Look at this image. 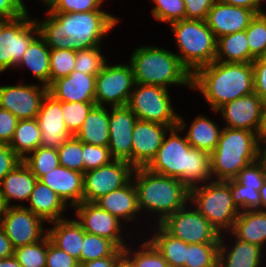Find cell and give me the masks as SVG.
<instances>
[{"instance_id": "cell-10", "label": "cell", "mask_w": 266, "mask_h": 267, "mask_svg": "<svg viewBox=\"0 0 266 267\" xmlns=\"http://www.w3.org/2000/svg\"><path fill=\"white\" fill-rule=\"evenodd\" d=\"M38 35L36 19H32L28 11L18 18L6 21L0 29V73L16 66Z\"/></svg>"}, {"instance_id": "cell-64", "label": "cell", "mask_w": 266, "mask_h": 267, "mask_svg": "<svg viewBox=\"0 0 266 267\" xmlns=\"http://www.w3.org/2000/svg\"><path fill=\"white\" fill-rule=\"evenodd\" d=\"M115 267H133V265L131 264V262L125 257L123 256L115 265Z\"/></svg>"}, {"instance_id": "cell-51", "label": "cell", "mask_w": 266, "mask_h": 267, "mask_svg": "<svg viewBox=\"0 0 266 267\" xmlns=\"http://www.w3.org/2000/svg\"><path fill=\"white\" fill-rule=\"evenodd\" d=\"M46 267H79V263L64 250L55 246L49 239L47 245Z\"/></svg>"}, {"instance_id": "cell-43", "label": "cell", "mask_w": 266, "mask_h": 267, "mask_svg": "<svg viewBox=\"0 0 266 267\" xmlns=\"http://www.w3.org/2000/svg\"><path fill=\"white\" fill-rule=\"evenodd\" d=\"M57 152L60 165L84 174L82 141L73 135L57 149Z\"/></svg>"}, {"instance_id": "cell-1", "label": "cell", "mask_w": 266, "mask_h": 267, "mask_svg": "<svg viewBox=\"0 0 266 267\" xmlns=\"http://www.w3.org/2000/svg\"><path fill=\"white\" fill-rule=\"evenodd\" d=\"M36 21L39 35L50 49L82 50L101 46L100 42L119 19L103 10L78 13H50Z\"/></svg>"}, {"instance_id": "cell-31", "label": "cell", "mask_w": 266, "mask_h": 267, "mask_svg": "<svg viewBox=\"0 0 266 267\" xmlns=\"http://www.w3.org/2000/svg\"><path fill=\"white\" fill-rule=\"evenodd\" d=\"M25 66L31 70L33 76L43 86L49 87L50 48L40 35L30 43L22 59L15 67L24 68Z\"/></svg>"}, {"instance_id": "cell-6", "label": "cell", "mask_w": 266, "mask_h": 267, "mask_svg": "<svg viewBox=\"0 0 266 267\" xmlns=\"http://www.w3.org/2000/svg\"><path fill=\"white\" fill-rule=\"evenodd\" d=\"M259 137L252 131L223 127L217 147L210 154L214 181L234 179L257 160Z\"/></svg>"}, {"instance_id": "cell-48", "label": "cell", "mask_w": 266, "mask_h": 267, "mask_svg": "<svg viewBox=\"0 0 266 267\" xmlns=\"http://www.w3.org/2000/svg\"><path fill=\"white\" fill-rule=\"evenodd\" d=\"M82 159L84 173L109 164L114 159L111 157L108 146H96L82 142Z\"/></svg>"}, {"instance_id": "cell-55", "label": "cell", "mask_w": 266, "mask_h": 267, "mask_svg": "<svg viewBox=\"0 0 266 267\" xmlns=\"http://www.w3.org/2000/svg\"><path fill=\"white\" fill-rule=\"evenodd\" d=\"M21 162L22 159L8 144L0 143V181Z\"/></svg>"}, {"instance_id": "cell-57", "label": "cell", "mask_w": 266, "mask_h": 267, "mask_svg": "<svg viewBox=\"0 0 266 267\" xmlns=\"http://www.w3.org/2000/svg\"><path fill=\"white\" fill-rule=\"evenodd\" d=\"M124 256L123 249H118L112 256L90 260L81 263L79 267H115L117 262Z\"/></svg>"}, {"instance_id": "cell-18", "label": "cell", "mask_w": 266, "mask_h": 267, "mask_svg": "<svg viewBox=\"0 0 266 267\" xmlns=\"http://www.w3.org/2000/svg\"><path fill=\"white\" fill-rule=\"evenodd\" d=\"M137 116L125 106L112 107L109 113L108 148L114 160L132 165V133Z\"/></svg>"}, {"instance_id": "cell-46", "label": "cell", "mask_w": 266, "mask_h": 267, "mask_svg": "<svg viewBox=\"0 0 266 267\" xmlns=\"http://www.w3.org/2000/svg\"><path fill=\"white\" fill-rule=\"evenodd\" d=\"M233 203L240 211L261 210V195L256 189L246 188L235 179H230Z\"/></svg>"}, {"instance_id": "cell-20", "label": "cell", "mask_w": 266, "mask_h": 267, "mask_svg": "<svg viewBox=\"0 0 266 267\" xmlns=\"http://www.w3.org/2000/svg\"><path fill=\"white\" fill-rule=\"evenodd\" d=\"M41 130L42 147L59 148L69 137L62 114V102L49 93L43 98L36 117Z\"/></svg>"}, {"instance_id": "cell-35", "label": "cell", "mask_w": 266, "mask_h": 267, "mask_svg": "<svg viewBox=\"0 0 266 267\" xmlns=\"http://www.w3.org/2000/svg\"><path fill=\"white\" fill-rule=\"evenodd\" d=\"M41 130L36 118L19 120L9 147L23 160L40 147ZM27 153V154H26Z\"/></svg>"}, {"instance_id": "cell-40", "label": "cell", "mask_w": 266, "mask_h": 267, "mask_svg": "<svg viewBox=\"0 0 266 267\" xmlns=\"http://www.w3.org/2000/svg\"><path fill=\"white\" fill-rule=\"evenodd\" d=\"M48 244L49 237L46 235L37 243L14 249V256L22 267H46Z\"/></svg>"}, {"instance_id": "cell-39", "label": "cell", "mask_w": 266, "mask_h": 267, "mask_svg": "<svg viewBox=\"0 0 266 267\" xmlns=\"http://www.w3.org/2000/svg\"><path fill=\"white\" fill-rule=\"evenodd\" d=\"M251 63L266 54V12L256 14L246 29Z\"/></svg>"}, {"instance_id": "cell-22", "label": "cell", "mask_w": 266, "mask_h": 267, "mask_svg": "<svg viewBox=\"0 0 266 267\" xmlns=\"http://www.w3.org/2000/svg\"><path fill=\"white\" fill-rule=\"evenodd\" d=\"M95 83L96 76L73 70L54 81L48 93L61 102H95Z\"/></svg>"}, {"instance_id": "cell-56", "label": "cell", "mask_w": 266, "mask_h": 267, "mask_svg": "<svg viewBox=\"0 0 266 267\" xmlns=\"http://www.w3.org/2000/svg\"><path fill=\"white\" fill-rule=\"evenodd\" d=\"M26 12L23 0H0V19L2 20L15 19Z\"/></svg>"}, {"instance_id": "cell-14", "label": "cell", "mask_w": 266, "mask_h": 267, "mask_svg": "<svg viewBox=\"0 0 266 267\" xmlns=\"http://www.w3.org/2000/svg\"><path fill=\"white\" fill-rule=\"evenodd\" d=\"M43 222L42 218L25 206H10L1 217L0 225L16 249L42 240L47 235Z\"/></svg>"}, {"instance_id": "cell-37", "label": "cell", "mask_w": 266, "mask_h": 267, "mask_svg": "<svg viewBox=\"0 0 266 267\" xmlns=\"http://www.w3.org/2000/svg\"><path fill=\"white\" fill-rule=\"evenodd\" d=\"M219 243H187L184 267H218Z\"/></svg>"}, {"instance_id": "cell-25", "label": "cell", "mask_w": 266, "mask_h": 267, "mask_svg": "<svg viewBox=\"0 0 266 267\" xmlns=\"http://www.w3.org/2000/svg\"><path fill=\"white\" fill-rule=\"evenodd\" d=\"M37 180L23 161L6 174L0 181V192L7 207L23 206L10 205V203L13 199L28 201Z\"/></svg>"}, {"instance_id": "cell-34", "label": "cell", "mask_w": 266, "mask_h": 267, "mask_svg": "<svg viewBox=\"0 0 266 267\" xmlns=\"http://www.w3.org/2000/svg\"><path fill=\"white\" fill-rule=\"evenodd\" d=\"M154 236L147 239L167 261L169 267H184L187 243L170 235L160 224Z\"/></svg>"}, {"instance_id": "cell-15", "label": "cell", "mask_w": 266, "mask_h": 267, "mask_svg": "<svg viewBox=\"0 0 266 267\" xmlns=\"http://www.w3.org/2000/svg\"><path fill=\"white\" fill-rule=\"evenodd\" d=\"M48 87L39 84L0 86V108L19 120L36 118Z\"/></svg>"}, {"instance_id": "cell-41", "label": "cell", "mask_w": 266, "mask_h": 267, "mask_svg": "<svg viewBox=\"0 0 266 267\" xmlns=\"http://www.w3.org/2000/svg\"><path fill=\"white\" fill-rule=\"evenodd\" d=\"M140 247L142 249L135 251L133 256L128 245L123 249L124 256L133 267H169L167 261L148 240L142 243Z\"/></svg>"}, {"instance_id": "cell-19", "label": "cell", "mask_w": 266, "mask_h": 267, "mask_svg": "<svg viewBox=\"0 0 266 267\" xmlns=\"http://www.w3.org/2000/svg\"><path fill=\"white\" fill-rule=\"evenodd\" d=\"M170 126L137 119L132 133V166L146 167L155 157Z\"/></svg>"}, {"instance_id": "cell-24", "label": "cell", "mask_w": 266, "mask_h": 267, "mask_svg": "<svg viewBox=\"0 0 266 267\" xmlns=\"http://www.w3.org/2000/svg\"><path fill=\"white\" fill-rule=\"evenodd\" d=\"M94 203L122 222L124 219L129 222L141 213L138 207L136 187L132 180L123 187L101 196Z\"/></svg>"}, {"instance_id": "cell-21", "label": "cell", "mask_w": 266, "mask_h": 267, "mask_svg": "<svg viewBox=\"0 0 266 267\" xmlns=\"http://www.w3.org/2000/svg\"><path fill=\"white\" fill-rule=\"evenodd\" d=\"M255 15L253 10L216 0L205 21L216 38H219L238 31H245Z\"/></svg>"}, {"instance_id": "cell-13", "label": "cell", "mask_w": 266, "mask_h": 267, "mask_svg": "<svg viewBox=\"0 0 266 267\" xmlns=\"http://www.w3.org/2000/svg\"><path fill=\"white\" fill-rule=\"evenodd\" d=\"M134 167L127 161L113 160L109 164L83 174V201L95 202L132 180Z\"/></svg>"}, {"instance_id": "cell-30", "label": "cell", "mask_w": 266, "mask_h": 267, "mask_svg": "<svg viewBox=\"0 0 266 267\" xmlns=\"http://www.w3.org/2000/svg\"><path fill=\"white\" fill-rule=\"evenodd\" d=\"M109 111L105 106L94 105L74 136L83 143L108 146Z\"/></svg>"}, {"instance_id": "cell-4", "label": "cell", "mask_w": 266, "mask_h": 267, "mask_svg": "<svg viewBox=\"0 0 266 267\" xmlns=\"http://www.w3.org/2000/svg\"><path fill=\"white\" fill-rule=\"evenodd\" d=\"M133 174L139 210L158 214L157 224L189 203L190 189L177 178L152 172L146 167L135 168Z\"/></svg>"}, {"instance_id": "cell-50", "label": "cell", "mask_w": 266, "mask_h": 267, "mask_svg": "<svg viewBox=\"0 0 266 267\" xmlns=\"http://www.w3.org/2000/svg\"><path fill=\"white\" fill-rule=\"evenodd\" d=\"M104 0H59L50 13H78L102 10Z\"/></svg>"}, {"instance_id": "cell-16", "label": "cell", "mask_w": 266, "mask_h": 267, "mask_svg": "<svg viewBox=\"0 0 266 267\" xmlns=\"http://www.w3.org/2000/svg\"><path fill=\"white\" fill-rule=\"evenodd\" d=\"M77 219H75L86 233L98 235L113 241L120 249H124L121 221L109 212L101 209L94 202H81L74 206ZM121 234V235H120Z\"/></svg>"}, {"instance_id": "cell-68", "label": "cell", "mask_w": 266, "mask_h": 267, "mask_svg": "<svg viewBox=\"0 0 266 267\" xmlns=\"http://www.w3.org/2000/svg\"><path fill=\"white\" fill-rule=\"evenodd\" d=\"M264 1V0H263ZM262 0H258V2H259V14L260 13H264L265 11H263L262 9H261V2H263Z\"/></svg>"}, {"instance_id": "cell-42", "label": "cell", "mask_w": 266, "mask_h": 267, "mask_svg": "<svg viewBox=\"0 0 266 267\" xmlns=\"http://www.w3.org/2000/svg\"><path fill=\"white\" fill-rule=\"evenodd\" d=\"M75 59V50L50 49L49 86L54 81L67 77L74 70Z\"/></svg>"}, {"instance_id": "cell-59", "label": "cell", "mask_w": 266, "mask_h": 267, "mask_svg": "<svg viewBox=\"0 0 266 267\" xmlns=\"http://www.w3.org/2000/svg\"><path fill=\"white\" fill-rule=\"evenodd\" d=\"M223 3L243 7L253 10L256 14H259V2L258 0H220Z\"/></svg>"}, {"instance_id": "cell-60", "label": "cell", "mask_w": 266, "mask_h": 267, "mask_svg": "<svg viewBox=\"0 0 266 267\" xmlns=\"http://www.w3.org/2000/svg\"><path fill=\"white\" fill-rule=\"evenodd\" d=\"M260 142L266 144V138H259L257 153V160L261 163L263 169L266 171V145L265 147H262V144H260Z\"/></svg>"}, {"instance_id": "cell-5", "label": "cell", "mask_w": 266, "mask_h": 267, "mask_svg": "<svg viewBox=\"0 0 266 267\" xmlns=\"http://www.w3.org/2000/svg\"><path fill=\"white\" fill-rule=\"evenodd\" d=\"M129 60L136 83L164 88L176 84L192 88V74L171 51L142 46L134 50Z\"/></svg>"}, {"instance_id": "cell-32", "label": "cell", "mask_w": 266, "mask_h": 267, "mask_svg": "<svg viewBox=\"0 0 266 267\" xmlns=\"http://www.w3.org/2000/svg\"><path fill=\"white\" fill-rule=\"evenodd\" d=\"M215 61L251 63L246 30L217 38Z\"/></svg>"}, {"instance_id": "cell-47", "label": "cell", "mask_w": 266, "mask_h": 267, "mask_svg": "<svg viewBox=\"0 0 266 267\" xmlns=\"http://www.w3.org/2000/svg\"><path fill=\"white\" fill-rule=\"evenodd\" d=\"M156 6L152 9V15L157 21L169 24L185 19L184 0H152Z\"/></svg>"}, {"instance_id": "cell-29", "label": "cell", "mask_w": 266, "mask_h": 267, "mask_svg": "<svg viewBox=\"0 0 266 267\" xmlns=\"http://www.w3.org/2000/svg\"><path fill=\"white\" fill-rule=\"evenodd\" d=\"M235 238L264 249L266 244V210L240 211L232 230Z\"/></svg>"}, {"instance_id": "cell-33", "label": "cell", "mask_w": 266, "mask_h": 267, "mask_svg": "<svg viewBox=\"0 0 266 267\" xmlns=\"http://www.w3.org/2000/svg\"><path fill=\"white\" fill-rule=\"evenodd\" d=\"M186 139L187 142L194 148L212 153L217 147L222 129L211 121L209 117L199 115L190 124Z\"/></svg>"}, {"instance_id": "cell-52", "label": "cell", "mask_w": 266, "mask_h": 267, "mask_svg": "<svg viewBox=\"0 0 266 267\" xmlns=\"http://www.w3.org/2000/svg\"><path fill=\"white\" fill-rule=\"evenodd\" d=\"M216 0H184L186 20H206Z\"/></svg>"}, {"instance_id": "cell-8", "label": "cell", "mask_w": 266, "mask_h": 267, "mask_svg": "<svg viewBox=\"0 0 266 267\" xmlns=\"http://www.w3.org/2000/svg\"><path fill=\"white\" fill-rule=\"evenodd\" d=\"M206 184V185H205ZM190 189V200L196 209L218 231H231L240 210L233 203L230 181H210ZM222 231V232H221Z\"/></svg>"}, {"instance_id": "cell-65", "label": "cell", "mask_w": 266, "mask_h": 267, "mask_svg": "<svg viewBox=\"0 0 266 267\" xmlns=\"http://www.w3.org/2000/svg\"><path fill=\"white\" fill-rule=\"evenodd\" d=\"M6 209H7V205L5 204L3 196L0 192V220H1V217L3 216V214L6 212Z\"/></svg>"}, {"instance_id": "cell-69", "label": "cell", "mask_w": 266, "mask_h": 267, "mask_svg": "<svg viewBox=\"0 0 266 267\" xmlns=\"http://www.w3.org/2000/svg\"><path fill=\"white\" fill-rule=\"evenodd\" d=\"M6 22V20H2L0 19V29H1V26Z\"/></svg>"}, {"instance_id": "cell-61", "label": "cell", "mask_w": 266, "mask_h": 267, "mask_svg": "<svg viewBox=\"0 0 266 267\" xmlns=\"http://www.w3.org/2000/svg\"><path fill=\"white\" fill-rule=\"evenodd\" d=\"M0 267H22L14 255L0 259Z\"/></svg>"}, {"instance_id": "cell-67", "label": "cell", "mask_w": 266, "mask_h": 267, "mask_svg": "<svg viewBox=\"0 0 266 267\" xmlns=\"http://www.w3.org/2000/svg\"><path fill=\"white\" fill-rule=\"evenodd\" d=\"M263 109H266V95L262 98Z\"/></svg>"}, {"instance_id": "cell-27", "label": "cell", "mask_w": 266, "mask_h": 267, "mask_svg": "<svg viewBox=\"0 0 266 267\" xmlns=\"http://www.w3.org/2000/svg\"><path fill=\"white\" fill-rule=\"evenodd\" d=\"M29 207H25L35 215L49 223L65 219L63 210L67 208L64 200L59 197L47 185L40 180L35 183L34 189L29 197Z\"/></svg>"}, {"instance_id": "cell-53", "label": "cell", "mask_w": 266, "mask_h": 267, "mask_svg": "<svg viewBox=\"0 0 266 267\" xmlns=\"http://www.w3.org/2000/svg\"><path fill=\"white\" fill-rule=\"evenodd\" d=\"M19 119L8 110L0 108V143L9 144Z\"/></svg>"}, {"instance_id": "cell-62", "label": "cell", "mask_w": 266, "mask_h": 267, "mask_svg": "<svg viewBox=\"0 0 266 267\" xmlns=\"http://www.w3.org/2000/svg\"><path fill=\"white\" fill-rule=\"evenodd\" d=\"M260 195H261V210L262 209L266 210V180L260 189Z\"/></svg>"}, {"instance_id": "cell-28", "label": "cell", "mask_w": 266, "mask_h": 267, "mask_svg": "<svg viewBox=\"0 0 266 267\" xmlns=\"http://www.w3.org/2000/svg\"><path fill=\"white\" fill-rule=\"evenodd\" d=\"M54 225L47 232L50 241L76 259L80 265L81 248L85 231L76 220L62 219L51 222Z\"/></svg>"}, {"instance_id": "cell-12", "label": "cell", "mask_w": 266, "mask_h": 267, "mask_svg": "<svg viewBox=\"0 0 266 267\" xmlns=\"http://www.w3.org/2000/svg\"><path fill=\"white\" fill-rule=\"evenodd\" d=\"M188 208H180L160 225L170 235L188 244L219 243V231L196 208Z\"/></svg>"}, {"instance_id": "cell-26", "label": "cell", "mask_w": 266, "mask_h": 267, "mask_svg": "<svg viewBox=\"0 0 266 267\" xmlns=\"http://www.w3.org/2000/svg\"><path fill=\"white\" fill-rule=\"evenodd\" d=\"M222 236L219 241L218 267H261L264 253L261 247L236 238L229 250Z\"/></svg>"}, {"instance_id": "cell-58", "label": "cell", "mask_w": 266, "mask_h": 267, "mask_svg": "<svg viewBox=\"0 0 266 267\" xmlns=\"http://www.w3.org/2000/svg\"><path fill=\"white\" fill-rule=\"evenodd\" d=\"M14 255V248L0 225V259Z\"/></svg>"}, {"instance_id": "cell-3", "label": "cell", "mask_w": 266, "mask_h": 267, "mask_svg": "<svg viewBox=\"0 0 266 267\" xmlns=\"http://www.w3.org/2000/svg\"><path fill=\"white\" fill-rule=\"evenodd\" d=\"M192 89H198L215 112L230 101L254 93L252 63L213 61L192 74Z\"/></svg>"}, {"instance_id": "cell-49", "label": "cell", "mask_w": 266, "mask_h": 267, "mask_svg": "<svg viewBox=\"0 0 266 267\" xmlns=\"http://www.w3.org/2000/svg\"><path fill=\"white\" fill-rule=\"evenodd\" d=\"M234 179L246 188L260 191L266 180V171L261 163L256 160L245 166Z\"/></svg>"}, {"instance_id": "cell-11", "label": "cell", "mask_w": 266, "mask_h": 267, "mask_svg": "<svg viewBox=\"0 0 266 267\" xmlns=\"http://www.w3.org/2000/svg\"><path fill=\"white\" fill-rule=\"evenodd\" d=\"M135 84L131 64L107 65L105 63L96 75V105L110 104L112 107L127 105Z\"/></svg>"}, {"instance_id": "cell-66", "label": "cell", "mask_w": 266, "mask_h": 267, "mask_svg": "<svg viewBox=\"0 0 266 267\" xmlns=\"http://www.w3.org/2000/svg\"><path fill=\"white\" fill-rule=\"evenodd\" d=\"M40 1L46 5L47 9L49 8L48 11H50L59 2V0H40Z\"/></svg>"}, {"instance_id": "cell-7", "label": "cell", "mask_w": 266, "mask_h": 267, "mask_svg": "<svg viewBox=\"0 0 266 267\" xmlns=\"http://www.w3.org/2000/svg\"><path fill=\"white\" fill-rule=\"evenodd\" d=\"M181 63L193 74L215 61L217 38L205 20H180L171 23Z\"/></svg>"}, {"instance_id": "cell-2", "label": "cell", "mask_w": 266, "mask_h": 267, "mask_svg": "<svg viewBox=\"0 0 266 267\" xmlns=\"http://www.w3.org/2000/svg\"><path fill=\"white\" fill-rule=\"evenodd\" d=\"M178 116V126L170 128L164 136L155 157L146 166L152 172L177 178L189 189L212 181L210 153L192 147L178 132L186 128ZM170 134V136L167 134ZM210 179V180H209Z\"/></svg>"}, {"instance_id": "cell-36", "label": "cell", "mask_w": 266, "mask_h": 267, "mask_svg": "<svg viewBox=\"0 0 266 267\" xmlns=\"http://www.w3.org/2000/svg\"><path fill=\"white\" fill-rule=\"evenodd\" d=\"M39 180L60 165L57 148L38 147L22 160Z\"/></svg>"}, {"instance_id": "cell-44", "label": "cell", "mask_w": 266, "mask_h": 267, "mask_svg": "<svg viewBox=\"0 0 266 267\" xmlns=\"http://www.w3.org/2000/svg\"><path fill=\"white\" fill-rule=\"evenodd\" d=\"M95 102H62V114L69 133L75 135Z\"/></svg>"}, {"instance_id": "cell-17", "label": "cell", "mask_w": 266, "mask_h": 267, "mask_svg": "<svg viewBox=\"0 0 266 267\" xmlns=\"http://www.w3.org/2000/svg\"><path fill=\"white\" fill-rule=\"evenodd\" d=\"M222 113L226 128L252 131L257 135L263 122L262 99L255 93L239 97L220 107L215 113Z\"/></svg>"}, {"instance_id": "cell-54", "label": "cell", "mask_w": 266, "mask_h": 267, "mask_svg": "<svg viewBox=\"0 0 266 267\" xmlns=\"http://www.w3.org/2000/svg\"><path fill=\"white\" fill-rule=\"evenodd\" d=\"M254 93L261 99L266 95V59L257 58L252 62Z\"/></svg>"}, {"instance_id": "cell-23", "label": "cell", "mask_w": 266, "mask_h": 267, "mask_svg": "<svg viewBox=\"0 0 266 267\" xmlns=\"http://www.w3.org/2000/svg\"><path fill=\"white\" fill-rule=\"evenodd\" d=\"M64 202L74 207L83 202V173L59 165L39 179Z\"/></svg>"}, {"instance_id": "cell-38", "label": "cell", "mask_w": 266, "mask_h": 267, "mask_svg": "<svg viewBox=\"0 0 266 267\" xmlns=\"http://www.w3.org/2000/svg\"><path fill=\"white\" fill-rule=\"evenodd\" d=\"M81 249L80 264L90 260L112 256L119 247L107 238L85 232Z\"/></svg>"}, {"instance_id": "cell-45", "label": "cell", "mask_w": 266, "mask_h": 267, "mask_svg": "<svg viewBox=\"0 0 266 267\" xmlns=\"http://www.w3.org/2000/svg\"><path fill=\"white\" fill-rule=\"evenodd\" d=\"M100 48V46H96L77 50L74 71L96 76L101 71L104 64L107 63L106 58L101 54Z\"/></svg>"}, {"instance_id": "cell-9", "label": "cell", "mask_w": 266, "mask_h": 267, "mask_svg": "<svg viewBox=\"0 0 266 267\" xmlns=\"http://www.w3.org/2000/svg\"><path fill=\"white\" fill-rule=\"evenodd\" d=\"M169 95L167 88L136 83L127 106L139 120L172 128L178 126V114L174 111Z\"/></svg>"}, {"instance_id": "cell-63", "label": "cell", "mask_w": 266, "mask_h": 267, "mask_svg": "<svg viewBox=\"0 0 266 267\" xmlns=\"http://www.w3.org/2000/svg\"><path fill=\"white\" fill-rule=\"evenodd\" d=\"M258 137L266 138V109L263 111V122Z\"/></svg>"}]
</instances>
